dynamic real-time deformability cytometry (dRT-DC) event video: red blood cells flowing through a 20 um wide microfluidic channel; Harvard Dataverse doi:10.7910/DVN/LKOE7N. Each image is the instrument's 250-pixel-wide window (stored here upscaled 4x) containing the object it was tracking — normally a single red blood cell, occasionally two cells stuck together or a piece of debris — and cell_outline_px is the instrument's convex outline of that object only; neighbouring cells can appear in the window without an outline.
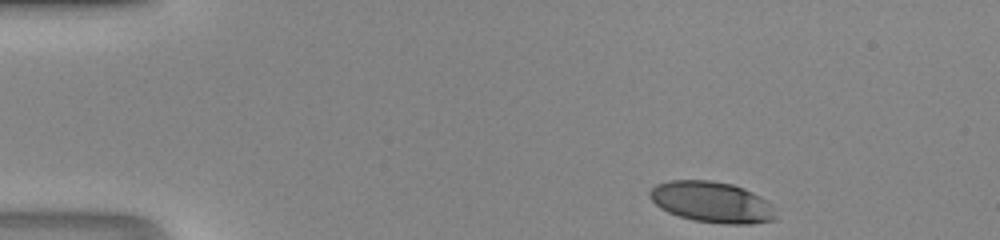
{"species": "human", "species_latin": "Homo sapiens", "temperature_condition": "room temperature", "stored_images_in_passage": 41, "camera_frame_rate_fps": 3000, "um_per_image_px": 0.085, "donor": {"sex": "male"}, "frame": {"image": 1, "passage_image": 1, "time_ms": 0.0, "image_size_px": [1000, 240], "cell_outline_px": [[776, 220], [752, 224], [724, 224], [692, 220], [668, 212], [660, 208], [648, 196], [648, 192], [656, 184], [668, 180], [712, 180], [732, 184], [744, 188], [760, 196], [776, 208]], "centroid_in_image_um": [60.52, 17.18], "position_along_channel_um": 24.5, "area_um2": 30.4}}
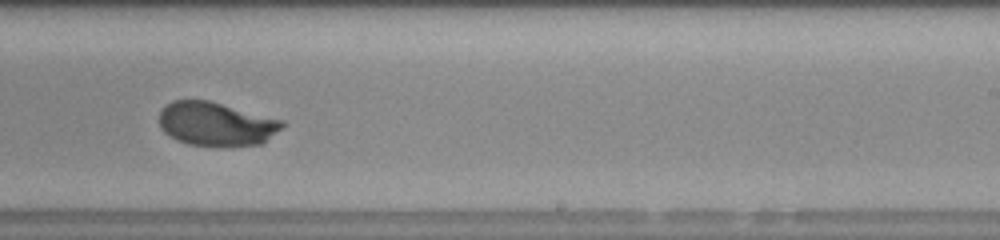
{"frame": {"image": 2, "passage_image": 24, "time_ms": 7.667, "image_size_px": [1000, 240], "cell_outline_px": [[284, 124], [280, 128], [260, 144], [228, 148], [220, 148], [188, 144], [176, 140], [164, 132], [160, 128], [160, 108], [164, 104], [172, 100], [208, 100], [284, 120]], "centroid_in_image_um": [18.32, 10.55], "position_along_channel_um": 270.7, "area_um2": 31.85}}
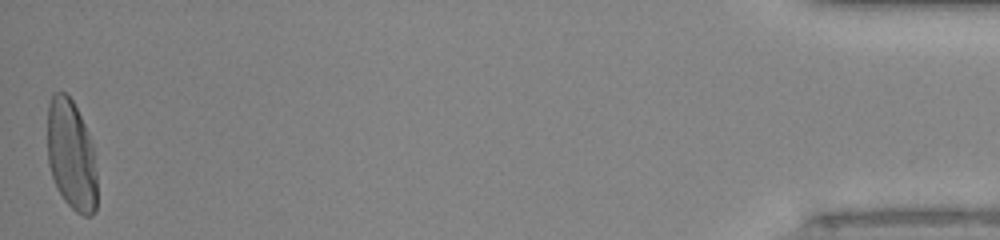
{"frame": {"image": 3, "passage_image": 41, "time_ms": 13.333, "image_size_px": [1000, 240], "cell_outline_px": [[96, 212], [92, 216], [84, 216], [76, 212], [64, 200], [52, 176], [48, 164], [48, 104], [52, 96], [56, 92], [64, 92], [72, 100], [84, 124], [92, 144], [96, 172]], "centroid_in_image_um": [6.06, 13.21], "position_along_channel_um": 429.1, "area_um2": 31.62}}